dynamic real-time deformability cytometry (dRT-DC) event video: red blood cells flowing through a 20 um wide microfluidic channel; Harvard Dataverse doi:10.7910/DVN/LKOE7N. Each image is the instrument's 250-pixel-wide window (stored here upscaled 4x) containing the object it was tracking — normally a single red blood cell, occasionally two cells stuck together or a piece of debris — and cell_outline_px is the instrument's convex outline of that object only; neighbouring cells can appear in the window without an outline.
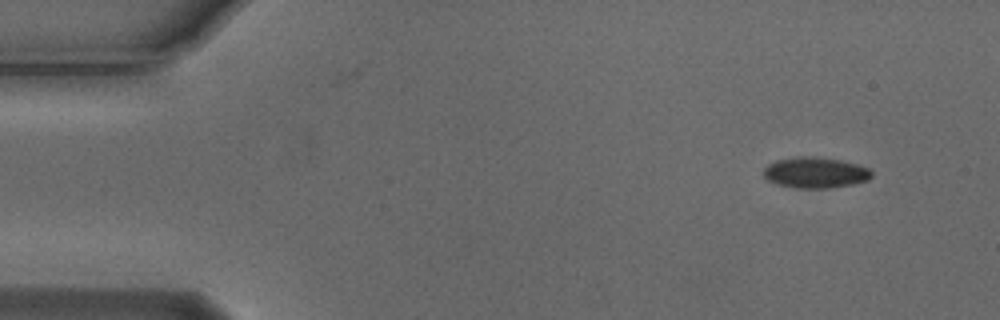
{"species": "Egyptian fruit bat (a non-hibernating species)", "species_latin": "Rousettus aegyptiacus", "temperature_condition": "cold", "stored_images_in_passage": 2, "camera_frame_rate_fps": 3000, "um_per_image_px": 0.085, "animal": {"sex": "male"}, "frame": {"image": 1, "passage_image": 1, "time_ms": 0.0, "image_size_px": [1000, 320], "cell_outline_px": [[872, 176], [868, 180], [852, 184], [828, 188], [796, 188], [776, 184], [768, 180], [764, 176], [764, 168], [768, 164], [776, 160], [796, 156], [816, 156], [840, 160], [856, 164], [868, 168], [872, 172]], "centroid_in_image_um": [69.28, 14.66], "position_along_channel_um": 15.7, "area_um2": 19.48}}